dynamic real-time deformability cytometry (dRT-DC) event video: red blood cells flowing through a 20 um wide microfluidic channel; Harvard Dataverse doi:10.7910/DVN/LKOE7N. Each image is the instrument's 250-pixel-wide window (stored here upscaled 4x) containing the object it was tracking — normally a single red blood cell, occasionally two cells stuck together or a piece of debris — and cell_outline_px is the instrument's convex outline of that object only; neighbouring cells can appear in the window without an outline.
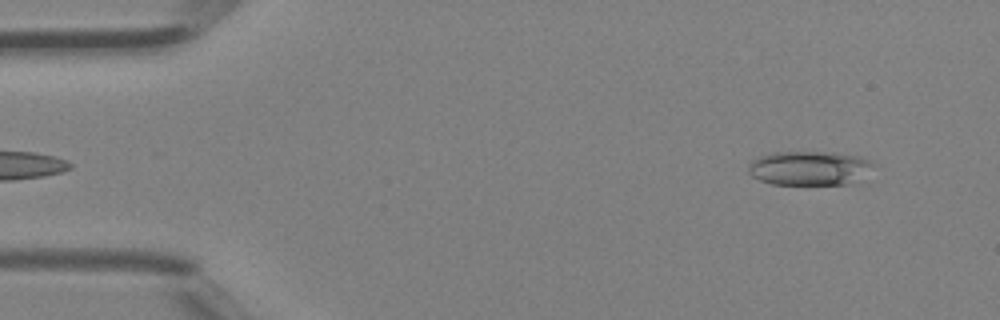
{"species": "Egyptian fruit bat (a non-hibernating species)", "species_latin": "Rousettus aegyptiacus", "temperature_condition": "room temperature", "stored_images_in_passage": 5, "camera_frame_rate_fps": 3000, "um_per_image_px": 0.085, "animal": {"sex": "female"}, "frame": {"image": 1, "passage_image": 5, "time_ms": 1.333, "image_size_px": [1000, 320], "cell_outline_px": [[876, 164], [848, 184], [772, 184], [760, 180], [752, 176], [748, 172], [748, 164], [752, 160], [760, 156], [772, 152], [832, 152], [856, 156], [868, 160]], "centroid_in_image_um": [68.7, 14.28], "position_along_channel_um": 16.3, "area_um2": 24.51}}